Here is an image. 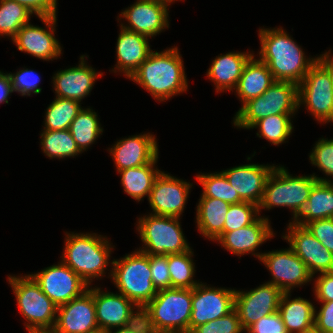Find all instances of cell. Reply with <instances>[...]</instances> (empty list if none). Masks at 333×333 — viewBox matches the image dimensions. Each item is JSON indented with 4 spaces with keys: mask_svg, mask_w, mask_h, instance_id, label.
Listing matches in <instances>:
<instances>
[{
    "mask_svg": "<svg viewBox=\"0 0 333 333\" xmlns=\"http://www.w3.org/2000/svg\"><path fill=\"white\" fill-rule=\"evenodd\" d=\"M259 59L271 71L275 81L292 82L297 86L309 69L318 61V55L307 57L282 27L259 28Z\"/></svg>",
    "mask_w": 333,
    "mask_h": 333,
    "instance_id": "6da1fadb",
    "label": "cell"
},
{
    "mask_svg": "<svg viewBox=\"0 0 333 333\" xmlns=\"http://www.w3.org/2000/svg\"><path fill=\"white\" fill-rule=\"evenodd\" d=\"M184 67L182 55L174 45L160 52L152 51L130 80L150 93L154 100L166 102L187 91Z\"/></svg>",
    "mask_w": 333,
    "mask_h": 333,
    "instance_id": "7a4b0ae2",
    "label": "cell"
},
{
    "mask_svg": "<svg viewBox=\"0 0 333 333\" xmlns=\"http://www.w3.org/2000/svg\"><path fill=\"white\" fill-rule=\"evenodd\" d=\"M110 241L98 233L65 232L61 261L78 274L88 286L93 285L95 278L98 280L106 276L109 263L112 268L113 260L110 261V258L115 246Z\"/></svg>",
    "mask_w": 333,
    "mask_h": 333,
    "instance_id": "3957f363",
    "label": "cell"
},
{
    "mask_svg": "<svg viewBox=\"0 0 333 333\" xmlns=\"http://www.w3.org/2000/svg\"><path fill=\"white\" fill-rule=\"evenodd\" d=\"M108 272L118 292L135 305H147L157 294L152 282L149 255L135 250L124 257L113 259Z\"/></svg>",
    "mask_w": 333,
    "mask_h": 333,
    "instance_id": "277c9868",
    "label": "cell"
},
{
    "mask_svg": "<svg viewBox=\"0 0 333 333\" xmlns=\"http://www.w3.org/2000/svg\"><path fill=\"white\" fill-rule=\"evenodd\" d=\"M298 111V86L275 81L261 96L241 105L233 118L237 129H250L260 119L273 115H295Z\"/></svg>",
    "mask_w": 333,
    "mask_h": 333,
    "instance_id": "5b68a950",
    "label": "cell"
},
{
    "mask_svg": "<svg viewBox=\"0 0 333 333\" xmlns=\"http://www.w3.org/2000/svg\"><path fill=\"white\" fill-rule=\"evenodd\" d=\"M181 218L146 214L137 219L136 230L142 241L137 249L147 255H169L190 250L184 236Z\"/></svg>",
    "mask_w": 333,
    "mask_h": 333,
    "instance_id": "8992f818",
    "label": "cell"
},
{
    "mask_svg": "<svg viewBox=\"0 0 333 333\" xmlns=\"http://www.w3.org/2000/svg\"><path fill=\"white\" fill-rule=\"evenodd\" d=\"M317 182L313 174L293 176L285 166L276 165L266 180L263 197L258 205L259 213L263 209L287 207L294 215L308 201L310 191Z\"/></svg>",
    "mask_w": 333,
    "mask_h": 333,
    "instance_id": "52a82bcc",
    "label": "cell"
},
{
    "mask_svg": "<svg viewBox=\"0 0 333 333\" xmlns=\"http://www.w3.org/2000/svg\"><path fill=\"white\" fill-rule=\"evenodd\" d=\"M7 280L16 297L19 312L26 320V331L55 327L58 307L43 293L30 274H10Z\"/></svg>",
    "mask_w": 333,
    "mask_h": 333,
    "instance_id": "ba28073f",
    "label": "cell"
},
{
    "mask_svg": "<svg viewBox=\"0 0 333 333\" xmlns=\"http://www.w3.org/2000/svg\"><path fill=\"white\" fill-rule=\"evenodd\" d=\"M193 289L171 287L157 292L147 304L157 330L190 333Z\"/></svg>",
    "mask_w": 333,
    "mask_h": 333,
    "instance_id": "9c48e42d",
    "label": "cell"
},
{
    "mask_svg": "<svg viewBox=\"0 0 333 333\" xmlns=\"http://www.w3.org/2000/svg\"><path fill=\"white\" fill-rule=\"evenodd\" d=\"M300 106L320 124L333 122V83L329 71L319 61L298 85V109Z\"/></svg>",
    "mask_w": 333,
    "mask_h": 333,
    "instance_id": "30bf717a",
    "label": "cell"
},
{
    "mask_svg": "<svg viewBox=\"0 0 333 333\" xmlns=\"http://www.w3.org/2000/svg\"><path fill=\"white\" fill-rule=\"evenodd\" d=\"M43 293L58 307L88 290L85 281L61 260L30 274Z\"/></svg>",
    "mask_w": 333,
    "mask_h": 333,
    "instance_id": "8fae6325",
    "label": "cell"
},
{
    "mask_svg": "<svg viewBox=\"0 0 333 333\" xmlns=\"http://www.w3.org/2000/svg\"><path fill=\"white\" fill-rule=\"evenodd\" d=\"M259 261L271 273L272 280L267 282L276 285L282 292H292L294 288L313 281L305 263L290 246L287 249L265 251Z\"/></svg>",
    "mask_w": 333,
    "mask_h": 333,
    "instance_id": "7c38bea8",
    "label": "cell"
},
{
    "mask_svg": "<svg viewBox=\"0 0 333 333\" xmlns=\"http://www.w3.org/2000/svg\"><path fill=\"white\" fill-rule=\"evenodd\" d=\"M45 27L25 24L11 40L17 50L43 61H53L62 55V47L55 37L57 16L38 17Z\"/></svg>",
    "mask_w": 333,
    "mask_h": 333,
    "instance_id": "4fadbf2b",
    "label": "cell"
},
{
    "mask_svg": "<svg viewBox=\"0 0 333 333\" xmlns=\"http://www.w3.org/2000/svg\"><path fill=\"white\" fill-rule=\"evenodd\" d=\"M235 290L200 282L193 288L190 332L197 326L226 316L235 309Z\"/></svg>",
    "mask_w": 333,
    "mask_h": 333,
    "instance_id": "5bb4252c",
    "label": "cell"
},
{
    "mask_svg": "<svg viewBox=\"0 0 333 333\" xmlns=\"http://www.w3.org/2000/svg\"><path fill=\"white\" fill-rule=\"evenodd\" d=\"M169 6L160 0H136L118 14L117 20L125 19L128 24L121 23L120 26L152 39L169 28Z\"/></svg>",
    "mask_w": 333,
    "mask_h": 333,
    "instance_id": "9a60e30c",
    "label": "cell"
},
{
    "mask_svg": "<svg viewBox=\"0 0 333 333\" xmlns=\"http://www.w3.org/2000/svg\"><path fill=\"white\" fill-rule=\"evenodd\" d=\"M282 294L276 285L268 282L249 291L235 290V310L243 330L246 331L264 316L277 312Z\"/></svg>",
    "mask_w": 333,
    "mask_h": 333,
    "instance_id": "2e32d148",
    "label": "cell"
},
{
    "mask_svg": "<svg viewBox=\"0 0 333 333\" xmlns=\"http://www.w3.org/2000/svg\"><path fill=\"white\" fill-rule=\"evenodd\" d=\"M192 184L162 171L148 198L150 214L181 218Z\"/></svg>",
    "mask_w": 333,
    "mask_h": 333,
    "instance_id": "e0dca14e",
    "label": "cell"
},
{
    "mask_svg": "<svg viewBox=\"0 0 333 333\" xmlns=\"http://www.w3.org/2000/svg\"><path fill=\"white\" fill-rule=\"evenodd\" d=\"M282 238L305 263L313 277L317 273L333 271V253L323 246L305 226L288 224Z\"/></svg>",
    "mask_w": 333,
    "mask_h": 333,
    "instance_id": "ac0fdd59",
    "label": "cell"
},
{
    "mask_svg": "<svg viewBox=\"0 0 333 333\" xmlns=\"http://www.w3.org/2000/svg\"><path fill=\"white\" fill-rule=\"evenodd\" d=\"M92 286L90 285L80 297L58 306L54 328L59 333H95L99 331Z\"/></svg>",
    "mask_w": 333,
    "mask_h": 333,
    "instance_id": "d6986e66",
    "label": "cell"
},
{
    "mask_svg": "<svg viewBox=\"0 0 333 333\" xmlns=\"http://www.w3.org/2000/svg\"><path fill=\"white\" fill-rule=\"evenodd\" d=\"M87 58L88 55H81L78 65L55 72L51 82L56 97L81 103L91 93L96 80L103 76V72L87 65Z\"/></svg>",
    "mask_w": 333,
    "mask_h": 333,
    "instance_id": "ffe728a7",
    "label": "cell"
},
{
    "mask_svg": "<svg viewBox=\"0 0 333 333\" xmlns=\"http://www.w3.org/2000/svg\"><path fill=\"white\" fill-rule=\"evenodd\" d=\"M108 151L117 172L146 165L159 155L156 136L150 132L119 139Z\"/></svg>",
    "mask_w": 333,
    "mask_h": 333,
    "instance_id": "44dd1931",
    "label": "cell"
},
{
    "mask_svg": "<svg viewBox=\"0 0 333 333\" xmlns=\"http://www.w3.org/2000/svg\"><path fill=\"white\" fill-rule=\"evenodd\" d=\"M275 234L270 219L264 215L250 225L235 231L225 232L216 242L239 258L245 254H252L260 260L263 253H260L257 248L275 237Z\"/></svg>",
    "mask_w": 333,
    "mask_h": 333,
    "instance_id": "7402d4cb",
    "label": "cell"
},
{
    "mask_svg": "<svg viewBox=\"0 0 333 333\" xmlns=\"http://www.w3.org/2000/svg\"><path fill=\"white\" fill-rule=\"evenodd\" d=\"M275 165L249 163L221 171L243 202L259 205L266 180Z\"/></svg>",
    "mask_w": 333,
    "mask_h": 333,
    "instance_id": "603a6c76",
    "label": "cell"
},
{
    "mask_svg": "<svg viewBox=\"0 0 333 333\" xmlns=\"http://www.w3.org/2000/svg\"><path fill=\"white\" fill-rule=\"evenodd\" d=\"M149 39L145 35L120 26L116 43L117 62L111 71L114 73L120 72L130 79L153 51L150 47Z\"/></svg>",
    "mask_w": 333,
    "mask_h": 333,
    "instance_id": "cb8c5ba5",
    "label": "cell"
},
{
    "mask_svg": "<svg viewBox=\"0 0 333 333\" xmlns=\"http://www.w3.org/2000/svg\"><path fill=\"white\" fill-rule=\"evenodd\" d=\"M93 300L96 312V321L101 331L125 326L131 309L135 304L121 293L105 292L101 287H93Z\"/></svg>",
    "mask_w": 333,
    "mask_h": 333,
    "instance_id": "d4e9b609",
    "label": "cell"
},
{
    "mask_svg": "<svg viewBox=\"0 0 333 333\" xmlns=\"http://www.w3.org/2000/svg\"><path fill=\"white\" fill-rule=\"evenodd\" d=\"M253 55V51H231L214 58L209 69H207L206 76L215 84L216 93L233 92L242 75L245 64Z\"/></svg>",
    "mask_w": 333,
    "mask_h": 333,
    "instance_id": "484cf974",
    "label": "cell"
},
{
    "mask_svg": "<svg viewBox=\"0 0 333 333\" xmlns=\"http://www.w3.org/2000/svg\"><path fill=\"white\" fill-rule=\"evenodd\" d=\"M325 218H333V182L318 181L311 189L308 201L299 207L288 224L305 226Z\"/></svg>",
    "mask_w": 333,
    "mask_h": 333,
    "instance_id": "4316f807",
    "label": "cell"
},
{
    "mask_svg": "<svg viewBox=\"0 0 333 333\" xmlns=\"http://www.w3.org/2000/svg\"><path fill=\"white\" fill-rule=\"evenodd\" d=\"M275 82L267 65L253 55L245 64L235 91L242 105L261 96Z\"/></svg>",
    "mask_w": 333,
    "mask_h": 333,
    "instance_id": "83f0119b",
    "label": "cell"
},
{
    "mask_svg": "<svg viewBox=\"0 0 333 333\" xmlns=\"http://www.w3.org/2000/svg\"><path fill=\"white\" fill-rule=\"evenodd\" d=\"M278 312L288 333H301L314 327L315 305L302 297L291 299V292H283Z\"/></svg>",
    "mask_w": 333,
    "mask_h": 333,
    "instance_id": "f1b7e54d",
    "label": "cell"
},
{
    "mask_svg": "<svg viewBox=\"0 0 333 333\" xmlns=\"http://www.w3.org/2000/svg\"><path fill=\"white\" fill-rule=\"evenodd\" d=\"M196 206L197 230L204 238L216 242L223 235L230 203L216 198H200Z\"/></svg>",
    "mask_w": 333,
    "mask_h": 333,
    "instance_id": "f546056e",
    "label": "cell"
},
{
    "mask_svg": "<svg viewBox=\"0 0 333 333\" xmlns=\"http://www.w3.org/2000/svg\"><path fill=\"white\" fill-rule=\"evenodd\" d=\"M158 158L159 155L146 165L118 171L123 191L136 202L142 201L146 196L148 200L154 181L162 172L156 166Z\"/></svg>",
    "mask_w": 333,
    "mask_h": 333,
    "instance_id": "4dcf8cb0",
    "label": "cell"
},
{
    "mask_svg": "<svg viewBox=\"0 0 333 333\" xmlns=\"http://www.w3.org/2000/svg\"><path fill=\"white\" fill-rule=\"evenodd\" d=\"M99 120L98 114L91 107H82L71 122L69 131L82 153L102 135L104 129Z\"/></svg>",
    "mask_w": 333,
    "mask_h": 333,
    "instance_id": "1f68e13d",
    "label": "cell"
},
{
    "mask_svg": "<svg viewBox=\"0 0 333 333\" xmlns=\"http://www.w3.org/2000/svg\"><path fill=\"white\" fill-rule=\"evenodd\" d=\"M40 144L43 153L50 159L73 158L82 154L76 145L69 129L66 130H41Z\"/></svg>",
    "mask_w": 333,
    "mask_h": 333,
    "instance_id": "d6a6232c",
    "label": "cell"
},
{
    "mask_svg": "<svg viewBox=\"0 0 333 333\" xmlns=\"http://www.w3.org/2000/svg\"><path fill=\"white\" fill-rule=\"evenodd\" d=\"M82 103L55 97L45 111L43 130H66L82 109Z\"/></svg>",
    "mask_w": 333,
    "mask_h": 333,
    "instance_id": "836d02e7",
    "label": "cell"
},
{
    "mask_svg": "<svg viewBox=\"0 0 333 333\" xmlns=\"http://www.w3.org/2000/svg\"><path fill=\"white\" fill-rule=\"evenodd\" d=\"M295 115H273L255 122L250 129H258L256 135L269 143L279 146L286 143L294 130L292 118Z\"/></svg>",
    "mask_w": 333,
    "mask_h": 333,
    "instance_id": "e575fe53",
    "label": "cell"
},
{
    "mask_svg": "<svg viewBox=\"0 0 333 333\" xmlns=\"http://www.w3.org/2000/svg\"><path fill=\"white\" fill-rule=\"evenodd\" d=\"M193 256L192 248L182 253L168 255L171 287L193 289L200 283L199 280H193L196 271Z\"/></svg>",
    "mask_w": 333,
    "mask_h": 333,
    "instance_id": "d590c367",
    "label": "cell"
},
{
    "mask_svg": "<svg viewBox=\"0 0 333 333\" xmlns=\"http://www.w3.org/2000/svg\"><path fill=\"white\" fill-rule=\"evenodd\" d=\"M195 177L203 188L200 198H216L230 204L243 202L221 171L205 174L200 172Z\"/></svg>",
    "mask_w": 333,
    "mask_h": 333,
    "instance_id": "8d00e7d4",
    "label": "cell"
},
{
    "mask_svg": "<svg viewBox=\"0 0 333 333\" xmlns=\"http://www.w3.org/2000/svg\"><path fill=\"white\" fill-rule=\"evenodd\" d=\"M34 15L26 6L13 0H0V37L12 40L21 27Z\"/></svg>",
    "mask_w": 333,
    "mask_h": 333,
    "instance_id": "74e56055",
    "label": "cell"
},
{
    "mask_svg": "<svg viewBox=\"0 0 333 333\" xmlns=\"http://www.w3.org/2000/svg\"><path fill=\"white\" fill-rule=\"evenodd\" d=\"M309 160L312 165L317 167L327 177H318L313 173L318 181L333 182V139L319 138L309 154Z\"/></svg>",
    "mask_w": 333,
    "mask_h": 333,
    "instance_id": "f35d334b",
    "label": "cell"
},
{
    "mask_svg": "<svg viewBox=\"0 0 333 333\" xmlns=\"http://www.w3.org/2000/svg\"><path fill=\"white\" fill-rule=\"evenodd\" d=\"M259 214L258 205L249 202L230 204L226 213L223 234L254 223L261 216Z\"/></svg>",
    "mask_w": 333,
    "mask_h": 333,
    "instance_id": "ab89813d",
    "label": "cell"
},
{
    "mask_svg": "<svg viewBox=\"0 0 333 333\" xmlns=\"http://www.w3.org/2000/svg\"><path fill=\"white\" fill-rule=\"evenodd\" d=\"M10 76L13 92H17L21 96H30L32 94H40L42 88L39 87L41 76L35 71L23 68L16 73H8Z\"/></svg>",
    "mask_w": 333,
    "mask_h": 333,
    "instance_id": "60d3db41",
    "label": "cell"
},
{
    "mask_svg": "<svg viewBox=\"0 0 333 333\" xmlns=\"http://www.w3.org/2000/svg\"><path fill=\"white\" fill-rule=\"evenodd\" d=\"M238 312L234 309L226 316L195 327L190 333H243Z\"/></svg>",
    "mask_w": 333,
    "mask_h": 333,
    "instance_id": "b9f144b4",
    "label": "cell"
},
{
    "mask_svg": "<svg viewBox=\"0 0 333 333\" xmlns=\"http://www.w3.org/2000/svg\"><path fill=\"white\" fill-rule=\"evenodd\" d=\"M125 326L134 333H154L157 331L147 305H135L130 311Z\"/></svg>",
    "mask_w": 333,
    "mask_h": 333,
    "instance_id": "7bdbcfd3",
    "label": "cell"
},
{
    "mask_svg": "<svg viewBox=\"0 0 333 333\" xmlns=\"http://www.w3.org/2000/svg\"><path fill=\"white\" fill-rule=\"evenodd\" d=\"M149 266L152 274V282L156 290L171 288L168 255H149Z\"/></svg>",
    "mask_w": 333,
    "mask_h": 333,
    "instance_id": "ee69618b",
    "label": "cell"
},
{
    "mask_svg": "<svg viewBox=\"0 0 333 333\" xmlns=\"http://www.w3.org/2000/svg\"><path fill=\"white\" fill-rule=\"evenodd\" d=\"M307 230L333 253V218L313 220L305 225Z\"/></svg>",
    "mask_w": 333,
    "mask_h": 333,
    "instance_id": "f6af8a7d",
    "label": "cell"
},
{
    "mask_svg": "<svg viewBox=\"0 0 333 333\" xmlns=\"http://www.w3.org/2000/svg\"><path fill=\"white\" fill-rule=\"evenodd\" d=\"M245 333H288L280 313L264 316L251 325Z\"/></svg>",
    "mask_w": 333,
    "mask_h": 333,
    "instance_id": "bcb514c9",
    "label": "cell"
},
{
    "mask_svg": "<svg viewBox=\"0 0 333 333\" xmlns=\"http://www.w3.org/2000/svg\"><path fill=\"white\" fill-rule=\"evenodd\" d=\"M314 296L318 302H330L333 301V271L320 273L314 279Z\"/></svg>",
    "mask_w": 333,
    "mask_h": 333,
    "instance_id": "7dc6e473",
    "label": "cell"
},
{
    "mask_svg": "<svg viewBox=\"0 0 333 333\" xmlns=\"http://www.w3.org/2000/svg\"><path fill=\"white\" fill-rule=\"evenodd\" d=\"M26 6L37 17L57 16V0H13Z\"/></svg>",
    "mask_w": 333,
    "mask_h": 333,
    "instance_id": "c3c4849f",
    "label": "cell"
},
{
    "mask_svg": "<svg viewBox=\"0 0 333 333\" xmlns=\"http://www.w3.org/2000/svg\"><path fill=\"white\" fill-rule=\"evenodd\" d=\"M319 303L322 305L319 310L315 307L314 326L323 333H333V301Z\"/></svg>",
    "mask_w": 333,
    "mask_h": 333,
    "instance_id": "681fc988",
    "label": "cell"
},
{
    "mask_svg": "<svg viewBox=\"0 0 333 333\" xmlns=\"http://www.w3.org/2000/svg\"><path fill=\"white\" fill-rule=\"evenodd\" d=\"M12 93L14 92L8 72L4 73L0 70V104H8V98H10L9 96H11Z\"/></svg>",
    "mask_w": 333,
    "mask_h": 333,
    "instance_id": "f907efd6",
    "label": "cell"
},
{
    "mask_svg": "<svg viewBox=\"0 0 333 333\" xmlns=\"http://www.w3.org/2000/svg\"><path fill=\"white\" fill-rule=\"evenodd\" d=\"M331 49L318 56V61L329 71L333 83V55Z\"/></svg>",
    "mask_w": 333,
    "mask_h": 333,
    "instance_id": "816d5d0a",
    "label": "cell"
},
{
    "mask_svg": "<svg viewBox=\"0 0 333 333\" xmlns=\"http://www.w3.org/2000/svg\"><path fill=\"white\" fill-rule=\"evenodd\" d=\"M28 333H59L54 327L53 328H37L27 331Z\"/></svg>",
    "mask_w": 333,
    "mask_h": 333,
    "instance_id": "f5cc1de1",
    "label": "cell"
},
{
    "mask_svg": "<svg viewBox=\"0 0 333 333\" xmlns=\"http://www.w3.org/2000/svg\"><path fill=\"white\" fill-rule=\"evenodd\" d=\"M106 333H134L126 326H122L120 328H115L114 330L111 329L109 331H106Z\"/></svg>",
    "mask_w": 333,
    "mask_h": 333,
    "instance_id": "db71d44e",
    "label": "cell"
},
{
    "mask_svg": "<svg viewBox=\"0 0 333 333\" xmlns=\"http://www.w3.org/2000/svg\"><path fill=\"white\" fill-rule=\"evenodd\" d=\"M301 333H323V332L314 326L311 329L303 331Z\"/></svg>",
    "mask_w": 333,
    "mask_h": 333,
    "instance_id": "11a10c76",
    "label": "cell"
},
{
    "mask_svg": "<svg viewBox=\"0 0 333 333\" xmlns=\"http://www.w3.org/2000/svg\"><path fill=\"white\" fill-rule=\"evenodd\" d=\"M154 333H184V332H181V331L157 330V331L154 332Z\"/></svg>",
    "mask_w": 333,
    "mask_h": 333,
    "instance_id": "9f6ffc18",
    "label": "cell"
},
{
    "mask_svg": "<svg viewBox=\"0 0 333 333\" xmlns=\"http://www.w3.org/2000/svg\"><path fill=\"white\" fill-rule=\"evenodd\" d=\"M160 1L166 2L170 5V4L174 3L175 1H179V0H160Z\"/></svg>",
    "mask_w": 333,
    "mask_h": 333,
    "instance_id": "6f0895ef",
    "label": "cell"
},
{
    "mask_svg": "<svg viewBox=\"0 0 333 333\" xmlns=\"http://www.w3.org/2000/svg\"><path fill=\"white\" fill-rule=\"evenodd\" d=\"M95 333H106L105 331H101V330H99V331H97V332H95Z\"/></svg>",
    "mask_w": 333,
    "mask_h": 333,
    "instance_id": "680465c9",
    "label": "cell"
}]
</instances>
